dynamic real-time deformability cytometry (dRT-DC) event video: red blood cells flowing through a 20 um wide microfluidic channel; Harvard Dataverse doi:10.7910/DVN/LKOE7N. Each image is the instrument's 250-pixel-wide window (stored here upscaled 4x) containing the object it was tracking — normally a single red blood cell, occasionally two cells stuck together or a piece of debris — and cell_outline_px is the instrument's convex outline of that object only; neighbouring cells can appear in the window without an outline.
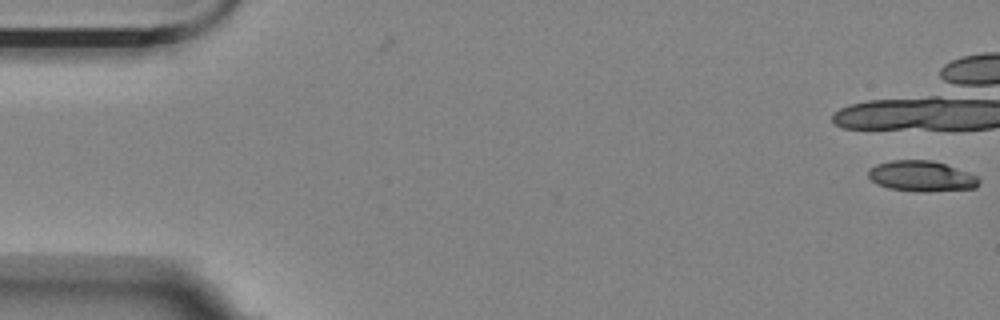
{"species": "Egyptian fruit bat (a non-hibernating species)", "species_latin": "Rousettus aegyptiacus", "temperature_condition": "room temperature", "stored_images_in_passage": 2, "camera_frame_rate_fps": 3000, "um_per_image_px": 0.085, "animal": {"sex": "female"}, "frame": {"image": 1, "passage_image": 2, "time_ms": 0.333, "image_size_px": [1000, 320], "cell_outline_px": [[980, 180], [976, 188], [928, 192], [920, 192], [888, 188], [876, 184], [868, 176], [868, 172], [876, 164], [892, 160], [932, 160], [968, 172], [976, 176]], "centroid_in_image_um": [78.32, 14.98], "position_along_channel_um": 6.7, "area_um2": 19.71}}